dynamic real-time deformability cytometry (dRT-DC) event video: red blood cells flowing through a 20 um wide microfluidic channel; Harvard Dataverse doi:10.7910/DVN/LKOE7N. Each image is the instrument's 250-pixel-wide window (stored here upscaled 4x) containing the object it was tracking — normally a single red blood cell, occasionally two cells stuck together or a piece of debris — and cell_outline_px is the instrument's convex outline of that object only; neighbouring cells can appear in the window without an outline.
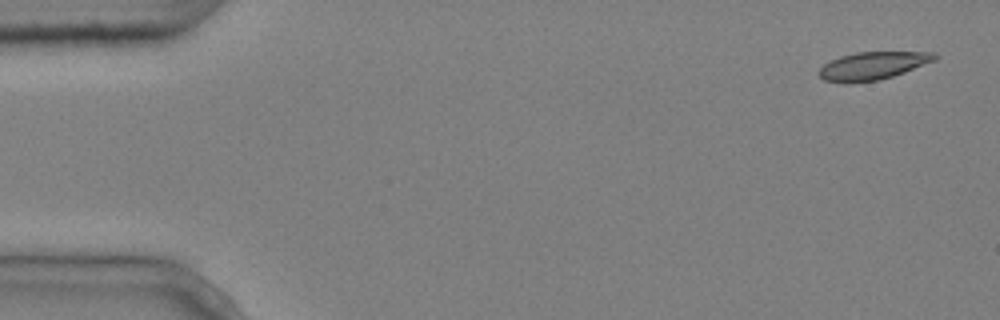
{"species": "common noctule bat (a hibernating species)", "species_latin": "Nyctalus noctula", "temperature_condition": "cold", "stored_images_in_passage": 4, "camera_frame_rate_fps": 3000, "um_per_image_px": 0.085, "animal": {"sex": "male", "body_mass_g": 20.4}, "frame": {"image": 1, "passage_image": 1, "time_ms": 0.0, "image_size_px": [1000, 320], "cell_outline_px": [[940, 56], [936, 60], [904, 72], [892, 76], [876, 80], [848, 84], [844, 84], [824, 80], [816, 72], [824, 64], [840, 56], [856, 52], [936, 52]], "centroid_in_image_um": [74.17, 5.59], "position_along_channel_um": 10.8, "area_um2": 18.9}}
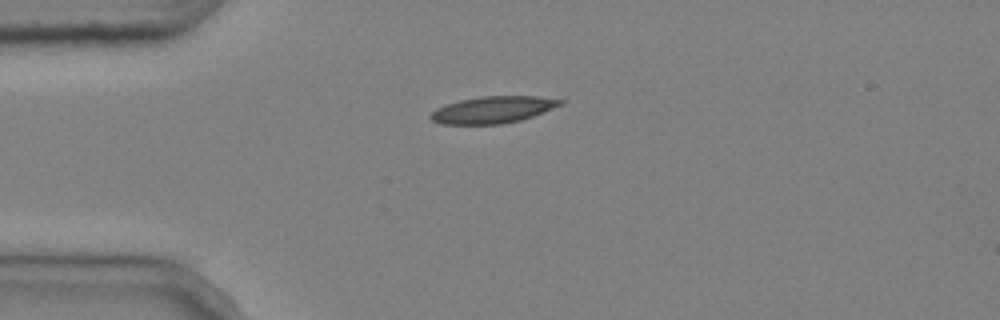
{"frame": {"image": 2, "passage_image": 4, "time_ms": 1.0, "image_size_px": [1000, 320], "cell_outline_px": [[564, 104], [532, 116], [520, 120], [500, 124], [440, 124], [432, 120], [428, 116], [436, 108], [460, 100], [480, 96], [536, 96], [564, 100]], "centroid_in_image_um": [41.89, 9.32], "position_along_channel_um": 43.1, "area_um2": 20.17}}